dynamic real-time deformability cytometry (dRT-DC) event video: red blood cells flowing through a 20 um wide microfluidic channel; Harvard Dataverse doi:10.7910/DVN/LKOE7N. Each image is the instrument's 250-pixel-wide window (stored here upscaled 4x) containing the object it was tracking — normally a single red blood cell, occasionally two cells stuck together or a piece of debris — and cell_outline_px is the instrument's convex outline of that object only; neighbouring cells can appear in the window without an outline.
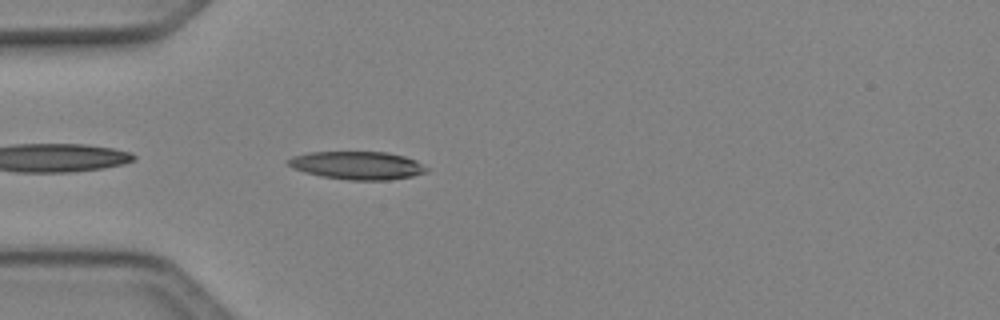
{"species": "Egyptian fruit bat (a non-hibernating species)", "species_latin": "Rousettus aegyptiacus", "temperature_condition": "cold", "stored_images_in_passage": 7, "camera_frame_rate_fps": 3000, "um_per_image_px": 0.085, "animal": {"sex": "female"}, "frame": {"image": 1, "passage_image": 2, "time_ms": 0.333, "image_size_px": [1000, 320], "cell_outline_px": [[428, 172], [412, 176], [388, 180], [348, 180], [320, 176], [304, 172], [292, 168], [284, 160], [292, 156], [308, 152], [388, 152], [404, 156], [416, 160], [428, 168]], "centroid_in_image_um": [30.35, 14.06], "position_along_channel_um": 54.7, "area_um2": 22.83}}
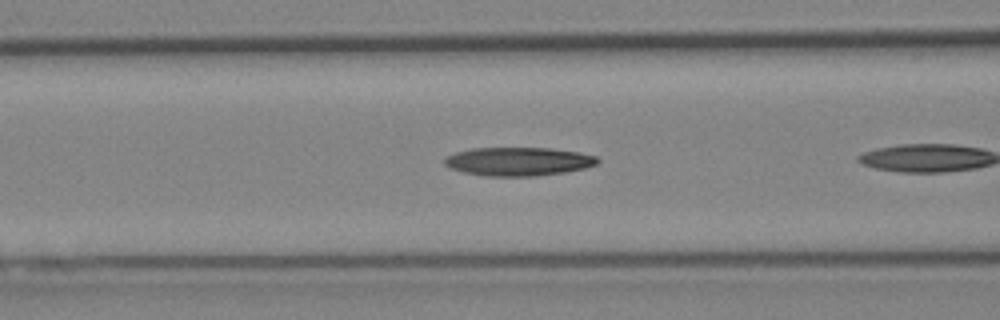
{"frame": {"image": 2, "passage_image": 5, "time_ms": 1.333, "image_size_px": [1000, 320], "cell_outline_px": [[600, 160], [596, 164], [584, 168], [564, 172], [536, 176], [484, 176], [464, 172], [452, 168], [444, 164], [444, 156], [456, 152], [472, 148], [552, 148], [580, 152], [596, 156]], "centroid_in_image_um": [44.06, 13.72], "position_along_channel_um": 122.5, "area_um2": 25.49}}